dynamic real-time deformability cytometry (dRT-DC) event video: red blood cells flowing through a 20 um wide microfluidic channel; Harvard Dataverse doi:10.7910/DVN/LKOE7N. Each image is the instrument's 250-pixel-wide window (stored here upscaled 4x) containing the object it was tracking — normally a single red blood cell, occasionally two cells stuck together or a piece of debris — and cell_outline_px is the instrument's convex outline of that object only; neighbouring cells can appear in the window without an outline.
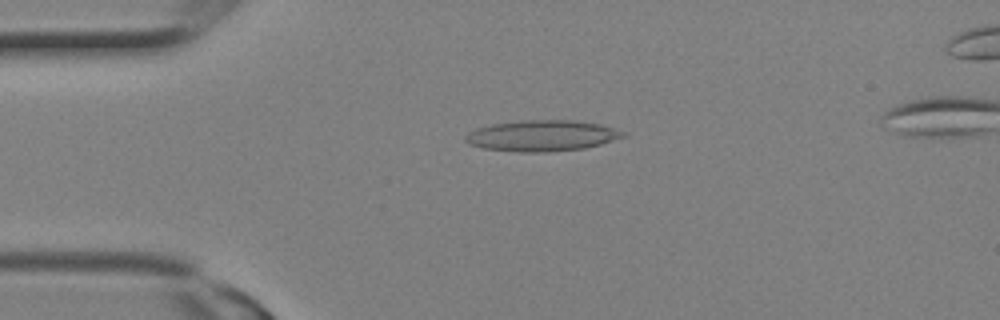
{"species": "Egyptian fruit bat (a non-hibernating species)", "species_latin": "Rousettus aegyptiacus", "temperature_condition": "room temperature", "stored_images_in_passage": 2, "camera_frame_rate_fps": 3000, "um_per_image_px": 0.085, "animal": {"sex": "female"}, "frame": {"image": 1, "passage_image": 2, "time_ms": 0.333, "image_size_px": [1000, 320], "cell_outline_px": [[628, 136], [600, 144], [584, 148], [548, 152], [516, 152], [484, 148], [468, 144], [464, 140], [464, 136], [468, 132], [476, 128], [492, 124], [520, 120], [572, 120], [600, 124], [628, 132]], "centroid_in_image_um": [46.07, 11.53], "position_along_channel_um": 38.9, "area_um2": 28.73}}